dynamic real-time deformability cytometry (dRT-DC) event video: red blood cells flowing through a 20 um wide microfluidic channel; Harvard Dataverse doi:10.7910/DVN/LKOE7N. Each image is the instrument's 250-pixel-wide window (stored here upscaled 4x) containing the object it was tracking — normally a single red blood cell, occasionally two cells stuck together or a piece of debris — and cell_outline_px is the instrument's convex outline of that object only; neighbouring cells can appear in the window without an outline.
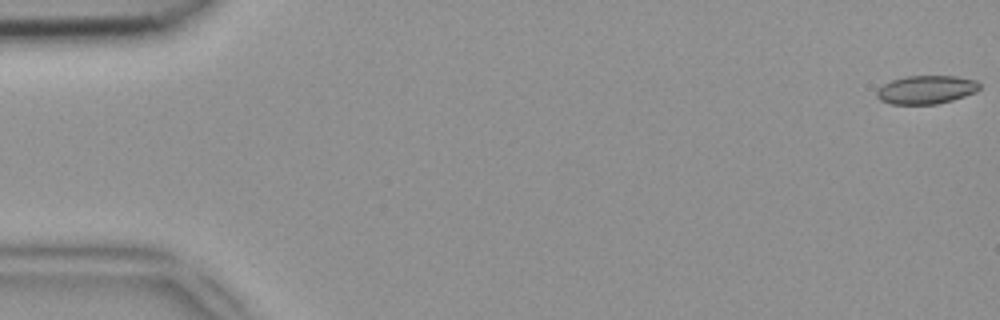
{"species": "common noctule bat (a hibernating species)", "species_latin": "Nyctalus noctula", "temperature_condition": "room temperature", "stored_images_in_passage": 50, "camera_frame_rate_fps": 3000, "um_per_image_px": 0.085, "animal": {"sex": "female", "body_mass_g": 18.4}, "frame": {"image": 1, "passage_image": 1, "time_ms": 0.0, "image_size_px": [1000, 320], "cell_outline_px": [[980, 88], [976, 92], [952, 100], [936, 104], [892, 104], [880, 100], [876, 96], [876, 88], [892, 80], [908, 76], [956, 76], [976, 80], [980, 84]], "centroid_in_image_um": [78.72, 7.62], "position_along_channel_um": 6.3, "area_um2": 17.05}}
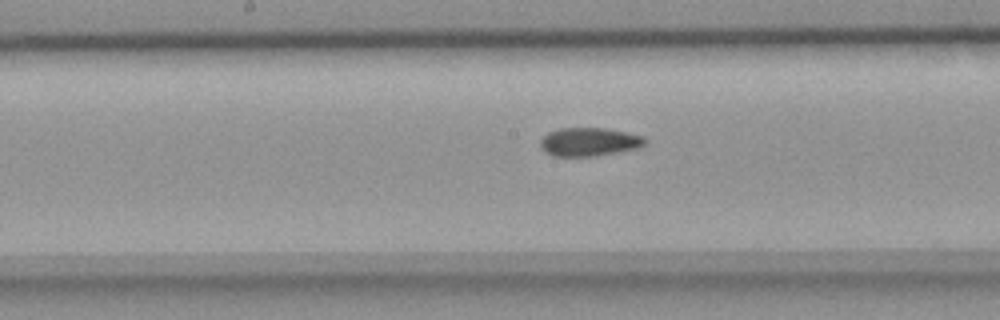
{"frame": {"image": 2, "passage_image": 26, "time_ms": 8.333, "image_size_px": [1000, 320], "cell_outline_px": [[648, 140], [640, 148], [596, 156], [552, 156], [544, 152], [540, 148], [540, 140], [548, 132], [560, 128], [604, 128], [644, 136]], "centroid_in_image_um": [50.07, 12.07], "position_along_channel_um": 198.1, "area_um2": 17.51}}
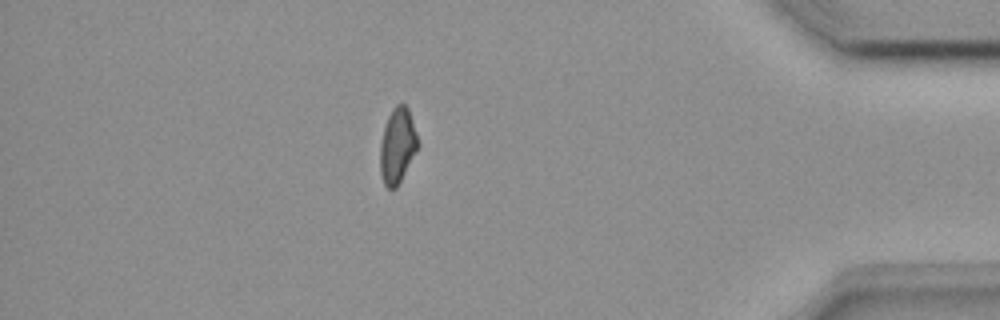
{"frame": {"image": 3, "passage_image": 44, "time_ms": 14.333, "image_size_px": [1000, 320], "cell_outline_px": [[420, 144], [396, 188], [388, 188], [384, 184], [380, 176], [380, 144], [384, 128], [388, 116], [392, 108], [396, 104], [404, 104], [408, 108]], "centroid_in_image_um": [33.77, 12.38], "position_along_channel_um": 401.4, "area_um2": 16.47}}